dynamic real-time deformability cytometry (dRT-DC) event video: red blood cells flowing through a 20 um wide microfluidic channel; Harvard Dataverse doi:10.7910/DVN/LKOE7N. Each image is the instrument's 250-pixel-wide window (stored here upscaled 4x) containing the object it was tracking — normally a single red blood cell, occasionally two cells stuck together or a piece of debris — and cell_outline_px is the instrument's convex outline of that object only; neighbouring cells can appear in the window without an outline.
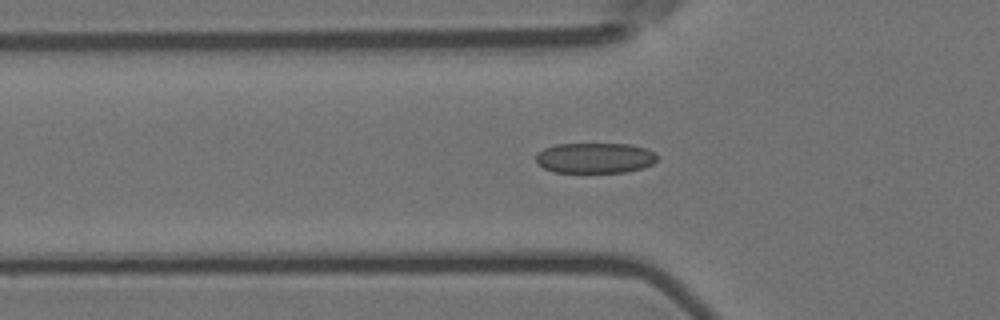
{"species": "Egyptian fruit bat (a non-hibernating species)", "species_latin": "Rousettus aegyptiacus", "temperature_condition": "room temperature", "stored_images_in_passage": 41, "camera_frame_rate_fps": 3000, "um_per_image_px": 0.085, "animal": {"sex": "female"}, "frame": {"image": 1, "passage_image": 2, "time_ms": 0.333, "image_size_px": [1000, 320], "cell_outline_px": [[656, 160], [652, 164], [644, 168], [624, 172], [552, 172], [536, 164], [536, 152], [544, 148], [556, 144], [632, 144], [648, 148], [656, 152]], "centroid_in_image_um": [50.57, 13.42], "position_along_channel_um": 75.2, "area_um2": 21.79}}
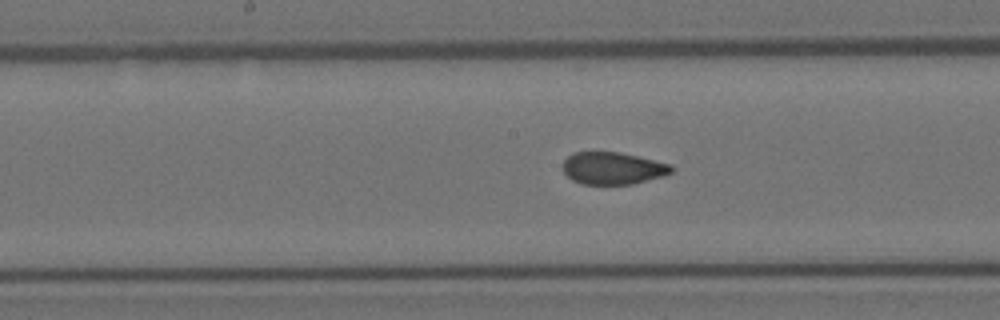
{"frame": {"image": 2, "passage_image": 12, "time_ms": 3.667, "image_size_px": [1000, 320], "cell_outline_px": [[672, 172], [664, 176], [632, 184], [580, 184], [572, 180], [564, 172], [564, 160], [572, 152], [620, 152], [672, 164]], "centroid_in_image_um": [52.1, 14.3], "position_along_channel_um": 196.1, "area_um2": 20.4}}
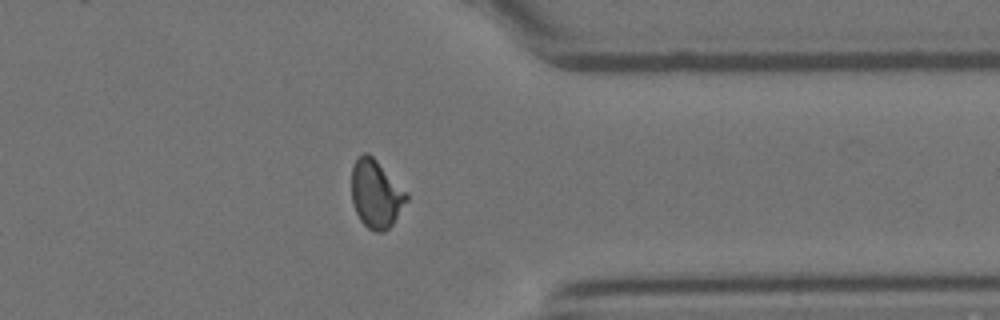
{"frame": {"image": 3, "passage_image": 28, "time_ms": 9.0, "image_size_px": [1000, 320], "cell_outline_px": [[408, 200], [392, 224], [384, 232], [376, 232], [368, 228], [360, 220], [356, 212], [352, 200], [352, 168], [356, 160], [364, 152], [368, 152], [408, 192]], "centroid_in_image_um": [31.97, 16.49], "position_along_channel_um": 379.4, "area_um2": 21.68}, "authors_computed_cell_mechanics": {"area_um2": 21.2126, "velocity_mm_per_s": 3.5836, "shape_relaxation_time_tau1_ms": 10.9975, "shape_relaxation_time_tau2_ms": 0.9685, "deformation_change_tau1": 0.2124, "deformation_change_tau2": 0.0726}}